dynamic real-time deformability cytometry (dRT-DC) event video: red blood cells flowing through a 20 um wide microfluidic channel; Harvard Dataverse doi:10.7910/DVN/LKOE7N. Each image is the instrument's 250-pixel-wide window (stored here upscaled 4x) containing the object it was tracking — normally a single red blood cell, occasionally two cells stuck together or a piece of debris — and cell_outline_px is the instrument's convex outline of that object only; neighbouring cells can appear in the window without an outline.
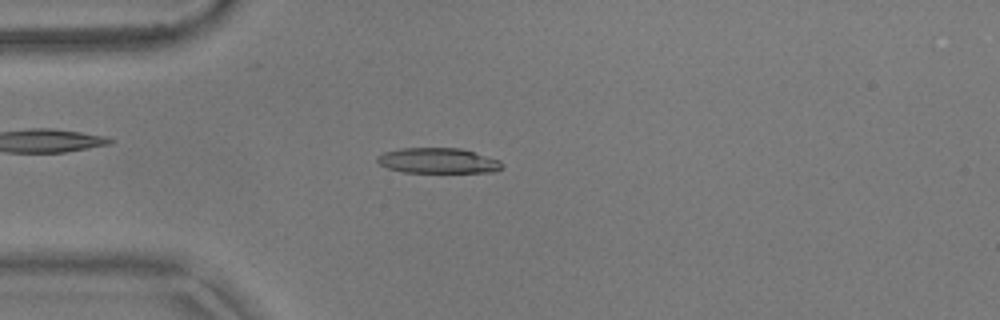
{"species": "common noctule bat (a hibernating species)", "species_latin": "Nyctalus noctula", "temperature_condition": "warm", "stored_images_in_passage": 47, "camera_frame_rate_fps": 3000, "um_per_image_px": 0.085, "animal": {"sex": "male", "body_mass_g": 17.9}, "frame": {"image": 1, "passage_image": 7, "time_ms": 2.0, "image_size_px": [1000, 320], "cell_outline_px": [[504, 164], [500, 168], [492, 172], [404, 172], [388, 168], [380, 164], [376, 160], [376, 156], [384, 152], [400, 148], [460, 148], [500, 160]], "centroid_in_image_um": [37.2, 13.65], "position_along_channel_um": 47.8, "area_um2": 18.32}}
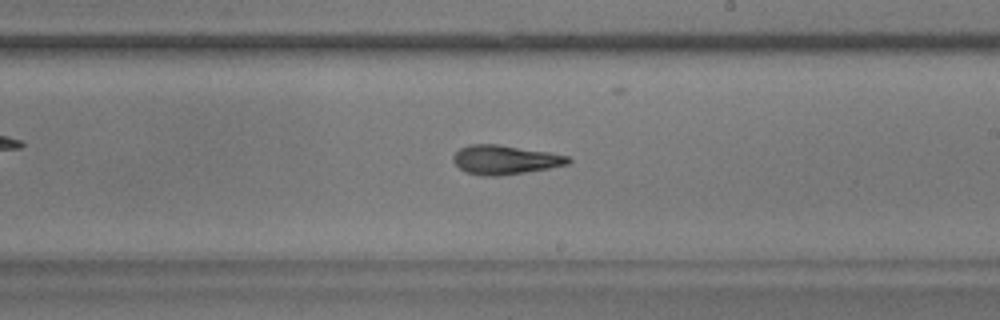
{"frame": {"image": 2, "passage_image": 24, "time_ms": 7.667, "image_size_px": [1000, 320], "cell_outline_px": [[572, 160], [568, 164], [548, 168], [500, 176], [480, 176], [464, 172], [452, 160], [452, 156], [460, 148], [468, 144], [496, 144], [548, 152], [568, 156]], "centroid_in_image_um": [42.87, 13.58], "position_along_channel_um": 246.1, "area_um2": 19.48}}
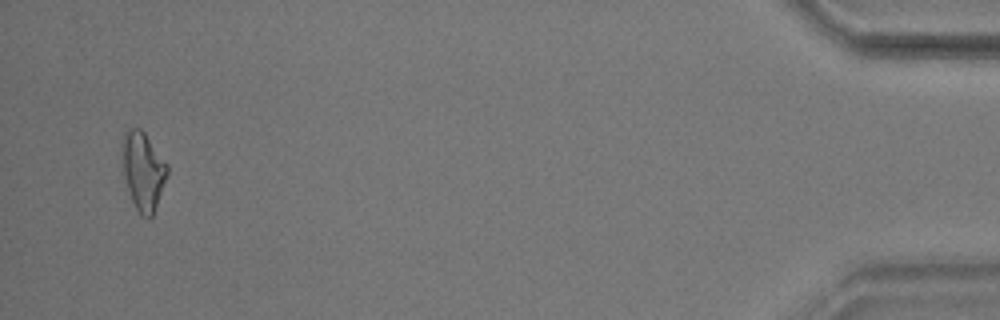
{"frame": {"image": 3, "passage_image": 45, "time_ms": 14.667, "image_size_px": [1000, 320], "cell_outline_px": [[168, 172], [152, 216], [148, 220], [140, 216], [132, 200], [124, 176], [124, 132], [128, 128], [140, 128], [144, 132], [168, 164]], "centroid_in_image_um": [12.19, 14.55], "position_along_channel_um": 423.0, "area_um2": 19.94}, "authors_computed_cell_mechanics": {"area_um2": 19.4786, "velocity_mm_per_s": 3.7157, "shape_relaxation_time_tau1_ms": 6.5949, "shape_relaxation_time_tau2_ms": 2.6723, "deformation_change_tau1": 0.1858, "deformation_change_tau2": 0.1277}}